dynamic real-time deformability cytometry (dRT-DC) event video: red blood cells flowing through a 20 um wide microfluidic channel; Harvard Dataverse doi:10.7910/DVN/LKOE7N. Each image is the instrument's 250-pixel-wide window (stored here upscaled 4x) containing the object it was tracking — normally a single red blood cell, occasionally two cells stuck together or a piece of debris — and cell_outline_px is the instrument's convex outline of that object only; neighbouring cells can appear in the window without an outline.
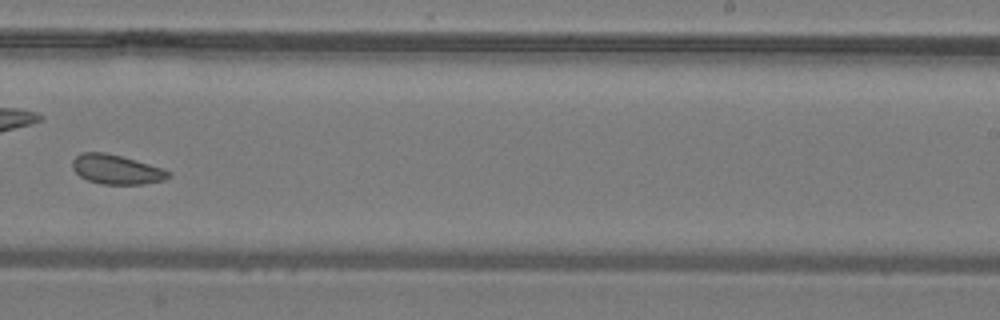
{"species": "common noctule bat (a hibernating species)", "species_latin": "Nyctalus noctula", "temperature_condition": "warm", "stored_images_in_passage": 26, "camera_frame_rate_fps": 3000, "um_per_image_px": 0.085, "animal": {"sex": "male", "body_mass_g": 19.2, "forearm_length_mm": 51.8}, "frame": {"image": 1, "passage_image": 19, "time_ms": 6.0, "image_size_px": [1000, 320], "cell_outline_px": [[172, 176], [164, 180], [144, 184], [100, 184], [88, 180], [80, 176], [72, 168], [72, 160], [80, 152], [104, 152], [136, 160], [172, 172]], "centroid_in_image_um": [9.89, 14.4], "position_along_channel_um": 279.1, "area_um2": 16.47}}